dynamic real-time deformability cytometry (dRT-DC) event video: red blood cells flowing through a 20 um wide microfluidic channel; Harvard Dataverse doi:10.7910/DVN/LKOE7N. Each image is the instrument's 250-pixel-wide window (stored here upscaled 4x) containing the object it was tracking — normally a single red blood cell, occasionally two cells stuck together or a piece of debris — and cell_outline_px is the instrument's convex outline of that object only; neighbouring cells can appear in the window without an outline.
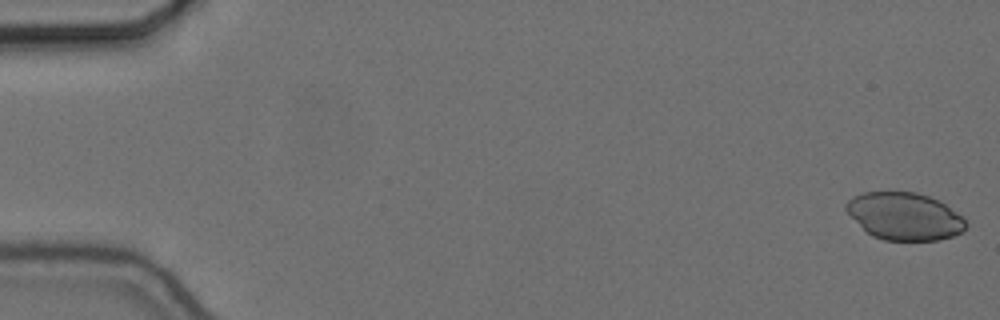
{"species": "common noctule bat (a hibernating species)", "species_latin": "Nyctalus noctula", "temperature_condition": "cold", "stored_images_in_passage": 56, "camera_frame_rate_fps": 3000, "um_per_image_px": 0.085, "animal": {"sex": "female", "body_mass_g": 24.6, "forearm_length_mm": 56.2}, "frame": {"image": 1, "passage_image": 1, "time_ms": 0.0, "image_size_px": [1000, 320], "cell_outline_px": [[968, 224], [960, 232], [952, 236], [940, 240], [884, 240], [872, 236], [844, 208], [844, 204], [852, 196], [864, 192], [916, 192], [928, 196], [944, 204], [960, 216]], "centroid_in_image_um": [76.85, 18.38], "position_along_channel_um": 8.1, "area_um2": 32.54}}